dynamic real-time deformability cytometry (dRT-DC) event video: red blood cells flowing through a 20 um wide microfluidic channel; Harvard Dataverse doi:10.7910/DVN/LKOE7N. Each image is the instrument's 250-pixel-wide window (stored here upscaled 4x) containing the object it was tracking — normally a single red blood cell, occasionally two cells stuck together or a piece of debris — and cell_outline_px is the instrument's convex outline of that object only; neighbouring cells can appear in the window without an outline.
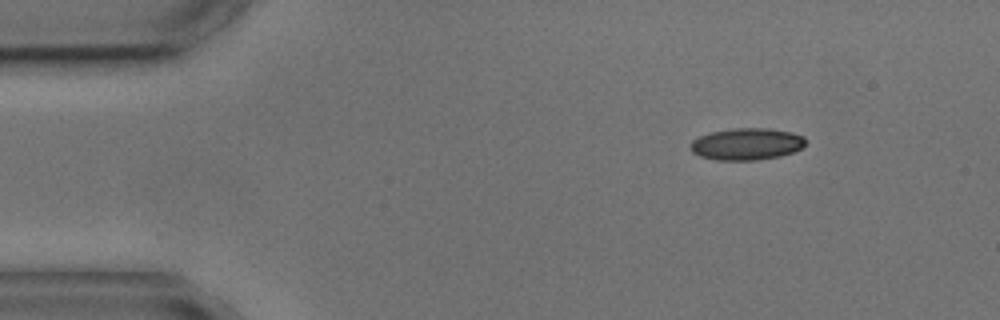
{"species": "common noctule bat (a hibernating species)", "species_latin": "Nyctalus noctula", "temperature_condition": "cold", "stored_images_in_passage": 4, "camera_frame_rate_fps": 3000, "um_per_image_px": 0.085, "animal": {"sex": "male", "body_mass_g": 17.9, "forearm_length_mm": 54.2}, "frame": {"image": 1, "passage_image": 1, "time_ms": 0.0, "image_size_px": [1000, 320], "cell_outline_px": [[804, 144], [800, 148], [792, 152], [780, 156], [756, 160], [716, 160], [700, 156], [692, 152], [688, 148], [692, 140], [700, 136], [712, 132], [732, 128], [768, 128], [792, 132], [804, 136]], "centroid_in_image_um": [63.43, 12.24], "position_along_channel_um": 21.6, "area_um2": 21.39}}
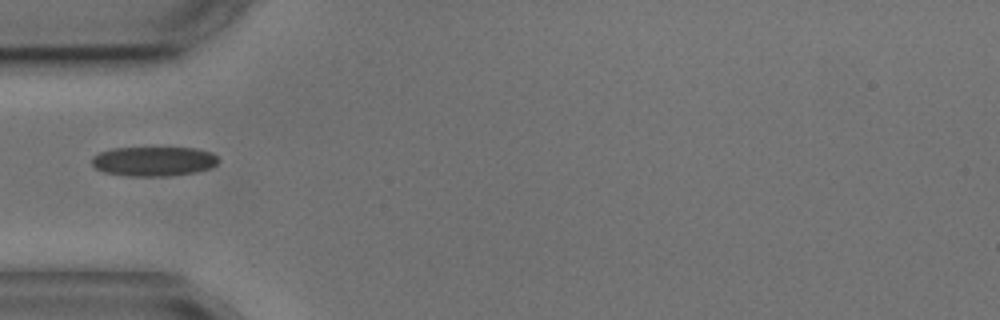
{"frame": {"image": 2, "passage_image": 4, "time_ms": 3.333, "image_size_px": [1000, 320], "cell_outline_px": [[220, 160], [216, 164], [208, 168], [196, 172], [168, 176], [124, 176], [104, 172], [96, 168], [92, 164], [92, 156], [100, 152], [112, 148], [196, 148], [212, 152]], "centroid_in_image_um": [13.05, 13.71], "position_along_channel_um": 71.9, "area_um2": 21.85}}